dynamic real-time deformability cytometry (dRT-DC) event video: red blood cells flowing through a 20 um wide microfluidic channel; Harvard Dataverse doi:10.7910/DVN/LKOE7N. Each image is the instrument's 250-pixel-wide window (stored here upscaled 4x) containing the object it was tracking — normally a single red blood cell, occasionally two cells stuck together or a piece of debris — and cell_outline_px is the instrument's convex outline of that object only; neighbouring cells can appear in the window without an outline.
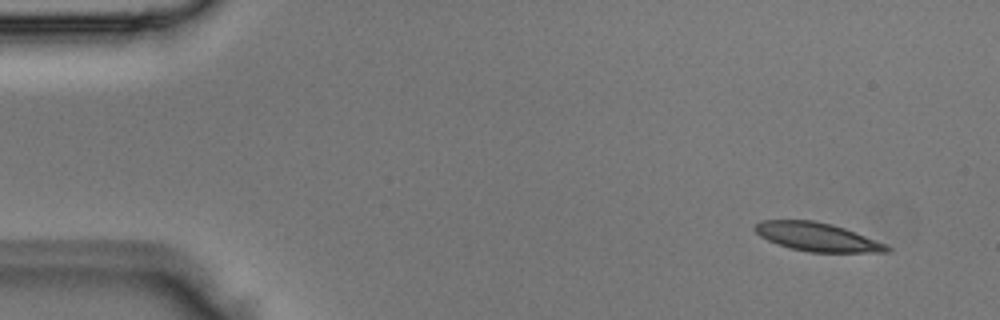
{"species": "Egyptian fruit bat (a non-hibernating species)", "species_latin": "Rousettus aegyptiacus", "temperature_condition": "room temperature", "stored_images_in_passage": 3, "camera_frame_rate_fps": 3000, "um_per_image_px": 0.085, "animal": {"sex": "male"}, "frame": {"image": 1, "passage_image": 1, "time_ms": 0.0, "image_size_px": [1000, 320], "cell_outline_px": [[892, 252], [808, 252], [792, 248], [768, 240], [760, 236], [752, 228], [760, 220], [812, 220], [832, 224], [844, 228], [884, 244], [892, 248]], "centroid_in_image_um": [69.43, 20.13], "position_along_channel_um": 15.6, "area_um2": 21.62}}